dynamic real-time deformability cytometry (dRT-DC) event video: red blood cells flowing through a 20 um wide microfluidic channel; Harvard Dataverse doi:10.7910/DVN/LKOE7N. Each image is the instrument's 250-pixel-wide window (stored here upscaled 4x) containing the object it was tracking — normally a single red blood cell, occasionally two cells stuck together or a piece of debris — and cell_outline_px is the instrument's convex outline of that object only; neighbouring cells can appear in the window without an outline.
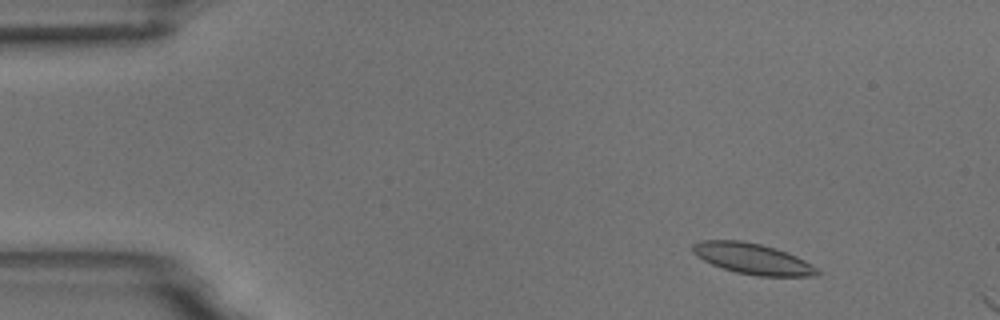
{"species": "common noctule bat (a hibernating species)", "species_latin": "Nyctalus noctula", "temperature_condition": "room temperature", "stored_images_in_passage": 6, "camera_frame_rate_fps": 3000, "um_per_image_px": 0.085, "animal": {"sex": "male", "body_mass_g": 18.8}, "frame": {"image": 1, "passage_image": 3, "time_ms": 0.667, "image_size_px": [1000, 320], "cell_outline_px": [[820, 272], [816, 276], [756, 276], [736, 272], [712, 264], [696, 256], [692, 252], [692, 244], [700, 240], [740, 240], [760, 244], [796, 256], [812, 264]], "centroid_in_image_um": [63.94, 21.99], "position_along_channel_um": 21.1, "area_um2": 22.14}}